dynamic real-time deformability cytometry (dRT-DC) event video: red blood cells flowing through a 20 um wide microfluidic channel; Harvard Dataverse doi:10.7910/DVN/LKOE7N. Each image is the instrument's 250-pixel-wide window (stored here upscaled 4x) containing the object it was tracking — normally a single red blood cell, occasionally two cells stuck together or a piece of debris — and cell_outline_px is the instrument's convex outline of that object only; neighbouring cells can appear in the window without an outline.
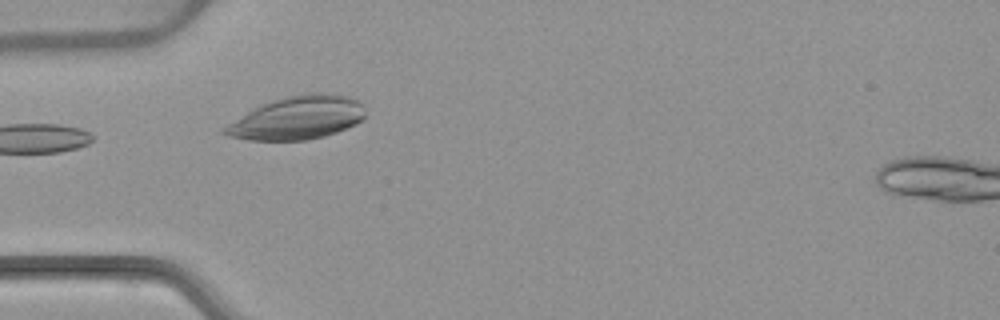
{"species": "common noctule bat (a hibernating species)", "species_latin": "Nyctalus noctula", "temperature_condition": "warm", "stored_images_in_passage": 5, "camera_frame_rate_fps": 3000, "um_per_image_px": 0.085, "animal": {"sex": "female", "body_mass_g": 22.7, "forearm_length_mm": 54.2}, "frame": {"image": 1, "passage_image": 4, "time_ms": 3.667, "image_size_px": [1000, 320], "cell_outline_px": [[364, 120], [356, 124], [336, 132], [324, 136], [308, 140], [248, 140], [228, 136], [220, 132], [220, 128], [260, 104], [272, 100], [288, 96], [308, 92], [332, 92], [348, 96], [364, 104]], "centroid_in_image_um": [25.27, 10.0], "position_along_channel_um": 59.7, "area_um2": 35.84}}
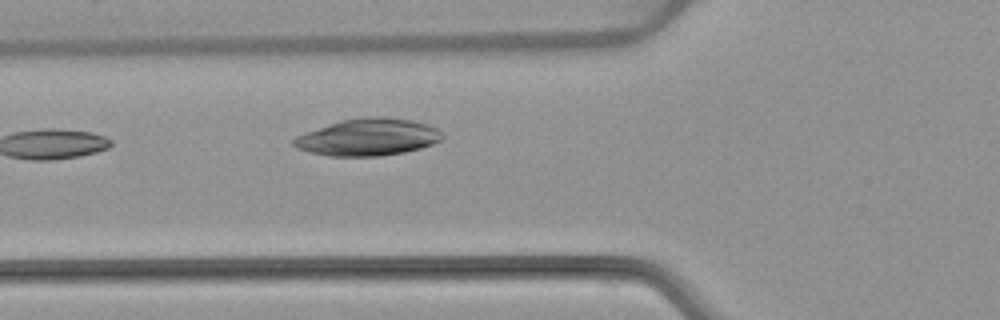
{"frame": {"image": 2, "passage_image": 5, "time_ms": 4.667, "image_size_px": [1000, 320], "cell_outline_px": [[444, 136], [440, 140], [432, 144], [420, 148], [404, 152], [380, 156], [328, 156], [308, 152], [296, 148], [292, 144], [292, 140], [296, 136], [304, 132], [340, 120], [368, 116], [388, 116], [412, 120], [428, 124], [436, 128]], "centroid_in_image_um": [31.25, 11.65], "position_along_channel_um": 94.6, "area_um2": 32.37}}